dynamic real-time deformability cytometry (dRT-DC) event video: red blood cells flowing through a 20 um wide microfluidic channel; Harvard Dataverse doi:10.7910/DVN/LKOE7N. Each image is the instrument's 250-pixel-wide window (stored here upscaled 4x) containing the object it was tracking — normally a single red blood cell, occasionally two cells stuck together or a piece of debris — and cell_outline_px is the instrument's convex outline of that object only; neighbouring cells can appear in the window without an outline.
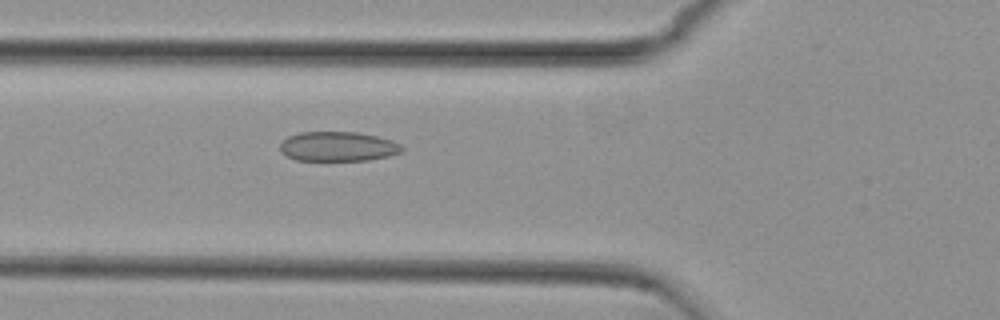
{"species": "common noctule bat (a hibernating species)", "species_latin": "Nyctalus noctula", "temperature_condition": "cold", "stored_images_in_passage": 39, "camera_frame_rate_fps": 3000, "um_per_image_px": 0.085, "animal": {"sex": "female", "body_mass_g": 29.2, "forearm_length_mm": 56.3}, "frame": {"image": 1, "passage_image": 6, "time_ms": 1.667, "image_size_px": [1000, 320], "cell_outline_px": [[404, 148], [400, 152], [388, 156], [368, 160], [296, 160], [280, 152], [280, 144], [288, 136], [300, 132], [356, 132], [380, 136], [392, 140], [400, 144]], "centroid_in_image_um": [28.73, 12.44], "position_along_channel_um": 97.1, "area_um2": 21.04}}
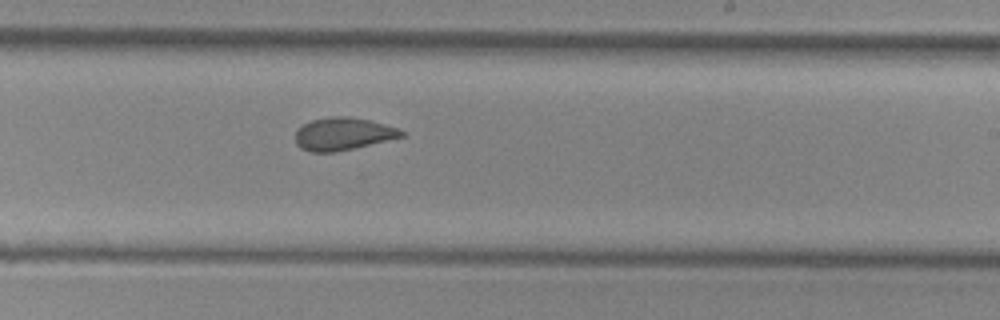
{"frame": {"image": 2, "passage_image": 19, "time_ms": 6.0, "image_size_px": [1000, 320], "cell_outline_px": [[404, 136], [388, 140], [336, 152], [308, 152], [300, 148], [296, 144], [296, 128], [312, 120], [332, 116], [348, 116], [372, 120], [400, 128], [404, 132]], "centroid_in_image_um": [29.16, 11.37], "position_along_channel_um": 259.8, "area_um2": 20.35}}
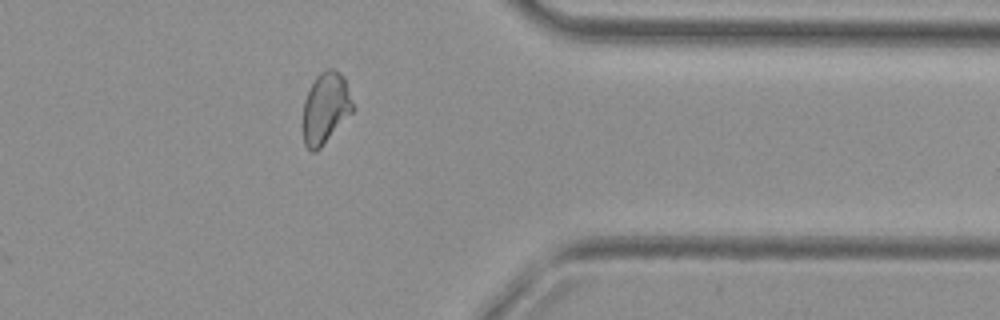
{"frame": {"image": 3, "passage_image": 30, "time_ms": 9.667, "image_size_px": [1000, 320], "cell_outline_px": [[352, 112], [320, 148], [316, 152], [312, 152], [304, 144], [304, 100], [308, 88], [316, 76], [320, 72], [328, 68], [336, 68], [344, 76], [352, 104]], "centroid_in_image_um": [27.65, 9.15], "position_along_channel_um": 383.7, "area_um2": 20.4}, "authors_computed_cell_mechanics": {"area_um2": 20.8658, "velocity_mm_per_s": 3.7459, "shape_relaxation_time_tau1_ms": null, "shape_relaxation_time_tau2_ms": 1.7399, "deformation_change_tau1": null, "deformation_change_tau2": 0.0837}}